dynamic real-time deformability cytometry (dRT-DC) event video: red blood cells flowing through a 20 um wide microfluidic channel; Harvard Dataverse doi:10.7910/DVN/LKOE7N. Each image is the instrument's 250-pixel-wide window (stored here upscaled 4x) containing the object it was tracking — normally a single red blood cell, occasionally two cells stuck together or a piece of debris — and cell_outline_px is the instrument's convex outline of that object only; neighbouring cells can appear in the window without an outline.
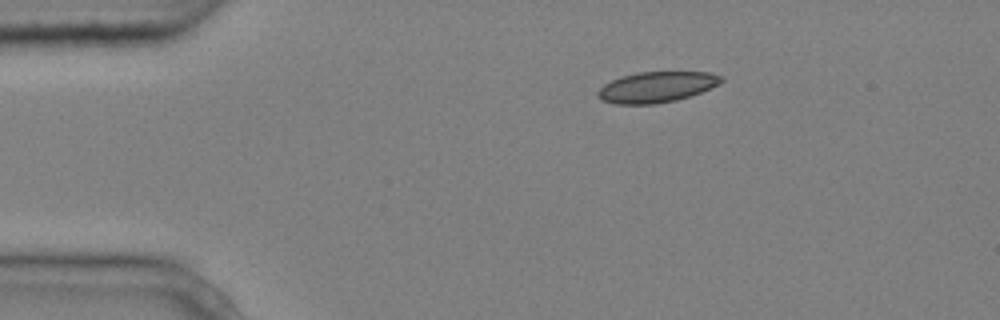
{"species": "common noctule bat (a hibernating species)", "species_latin": "Nyctalus noctula", "temperature_condition": "cold", "stored_images_in_passage": 2, "camera_frame_rate_fps": 3000, "um_per_image_px": 0.085, "animal": {"sex": "male", "body_mass_g": 20.4}, "frame": {"image": 1, "passage_image": 1, "time_ms": 0.0, "image_size_px": [1000, 320], "cell_outline_px": [[724, 80], [720, 84], [700, 92], [676, 100], [656, 104], [616, 104], [604, 100], [596, 96], [596, 92], [604, 84], [620, 76], [636, 72], [708, 72], [724, 76]], "centroid_in_image_um": [55.81, 7.39], "position_along_channel_um": 29.2, "area_um2": 22.14}}